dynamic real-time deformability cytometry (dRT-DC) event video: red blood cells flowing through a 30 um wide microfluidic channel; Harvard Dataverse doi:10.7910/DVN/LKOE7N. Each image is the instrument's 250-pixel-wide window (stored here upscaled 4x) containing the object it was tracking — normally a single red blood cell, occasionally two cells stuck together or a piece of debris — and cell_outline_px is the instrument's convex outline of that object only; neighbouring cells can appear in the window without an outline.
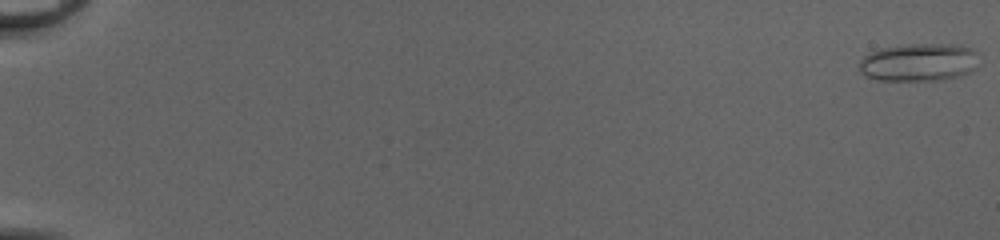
{"species": "common noctule bat (a hibernating species)", "species_latin": "Nyctalus noctula", "temperature_condition": "cold", "stored_images_in_passage": 23, "camera_frame_rate_fps": 3000, "um_per_image_px": 0.085, "animal": {"sex": "female", "body_mass_g": 20.0, "forearm_length_mm": 54.0}, "frame": {"image": 1, "passage_image": 1, "time_ms": 0.0, "image_size_px": [1000, 240], "cell_outline_px": [[980, 52], [976, 68], [960, 76], [936, 80], [876, 80], [860, 72], [856, 64], [868, 52], [880, 48], [908, 44], [956, 44], [972, 48]], "centroid_in_image_um": [78.1, 5.28], "position_along_channel_um": 6.9, "area_um2": 26.88}}
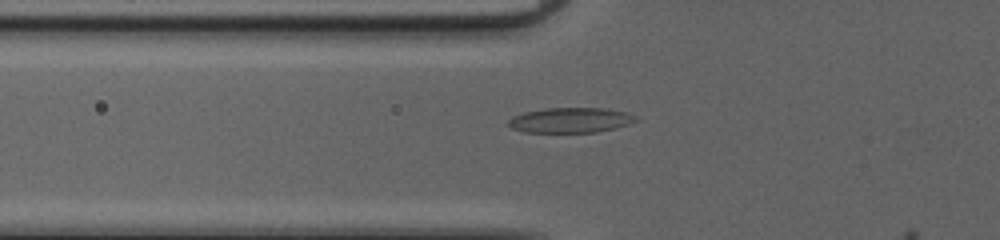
{"frame": {"image": 2, "passage_image": 21, "time_ms": 6.667, "image_size_px": [1000, 240], "cell_outline_px": [[640, 120], [616, 128], [596, 132], [524, 132], [512, 128], [508, 124], [508, 120], [512, 116], [524, 112], [544, 108], [604, 108], [624, 112], [636, 116]], "centroid_in_image_um": [48.49, 10.21], "position_along_channel_um": 77.3, "area_um2": 18.67}}